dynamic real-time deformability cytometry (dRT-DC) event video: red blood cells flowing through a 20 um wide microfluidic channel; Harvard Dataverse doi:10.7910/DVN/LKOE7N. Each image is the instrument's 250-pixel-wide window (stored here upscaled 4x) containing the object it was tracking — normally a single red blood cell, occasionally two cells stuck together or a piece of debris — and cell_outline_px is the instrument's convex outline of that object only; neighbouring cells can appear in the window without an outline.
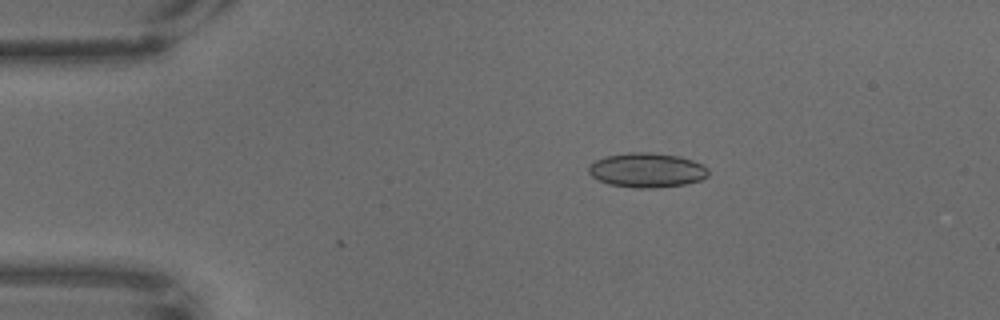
{"species": "common noctule bat (a hibernating species)", "species_latin": "Nyctalus noctula", "temperature_condition": "warm", "stored_images_in_passage": 3, "camera_frame_rate_fps": 3000, "um_per_image_px": 0.085, "animal": {"sex": "male", "body_mass_g": 18.8}, "frame": {"image": 1, "passage_image": 3, "time_ms": 0.667, "image_size_px": [1000, 320], "cell_outline_px": [[708, 176], [700, 180], [684, 184], [656, 188], [636, 188], [608, 184], [592, 176], [588, 172], [588, 168], [596, 160], [608, 156], [628, 152], [648, 152], [680, 156], [692, 160], [708, 168]], "centroid_in_image_um": [55.0, 14.46], "position_along_channel_um": 30.0, "area_um2": 23.93}}